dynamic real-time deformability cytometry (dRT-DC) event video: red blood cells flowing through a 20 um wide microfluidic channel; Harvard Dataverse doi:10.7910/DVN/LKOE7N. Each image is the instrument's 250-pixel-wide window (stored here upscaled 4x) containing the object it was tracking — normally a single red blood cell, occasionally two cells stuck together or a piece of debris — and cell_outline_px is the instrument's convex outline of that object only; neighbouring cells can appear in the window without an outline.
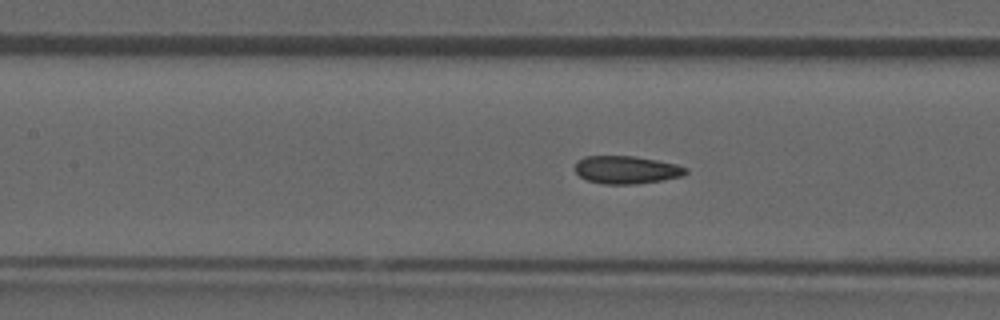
{"species": "common noctule bat (a hibernating species)", "species_latin": "Nyctalus noctula", "temperature_condition": "room temperature", "stored_images_in_passage": 52, "camera_frame_rate_fps": 3000, "um_per_image_px": 0.085, "animal": {"sex": "male", "forearm_length_mm": 52.5}, "frame": {"image": 1, "passage_image": 23, "time_ms": 7.333, "image_size_px": [1000, 320], "cell_outline_px": [[688, 172], [684, 176], [636, 184], [604, 184], [588, 180], [580, 176], [576, 172], [576, 160], [584, 156], [636, 156], [676, 164], [688, 168]], "centroid_in_image_um": [53.26, 14.43], "position_along_channel_um": 154.1, "area_um2": 17.98}, "authors_computed_cell_mechanics": {"area_um2": 17.9758, "velocity_mm_per_s": 3.9108, "shape_relaxation_time_tau1_ms": null, "shape_relaxation_time_tau2_ms": 2.0875, "deformation_change_tau1": null, "deformation_change_tau2": 0.0784}}